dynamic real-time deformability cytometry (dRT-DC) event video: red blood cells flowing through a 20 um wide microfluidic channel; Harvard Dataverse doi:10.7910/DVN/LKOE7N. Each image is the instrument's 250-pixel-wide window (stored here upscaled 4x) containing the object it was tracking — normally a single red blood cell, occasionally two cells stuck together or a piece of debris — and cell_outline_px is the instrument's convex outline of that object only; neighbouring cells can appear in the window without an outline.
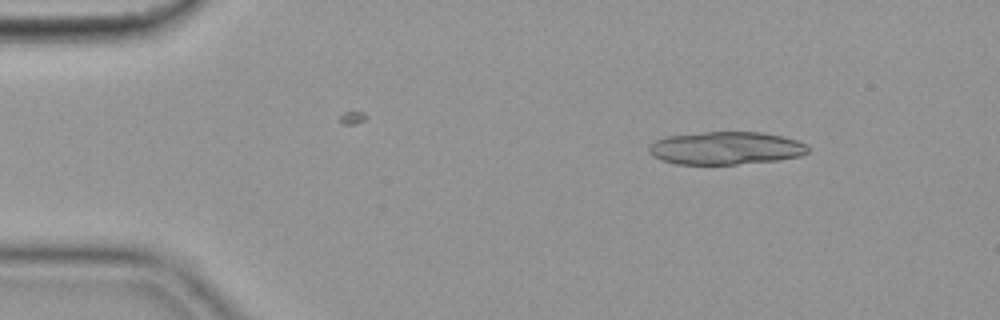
{"species": "common noctule bat (a hibernating species)", "species_latin": "Nyctalus noctula", "temperature_condition": "cold", "stored_images_in_passage": 12, "camera_frame_rate_fps": 3000, "um_per_image_px": 0.085, "animal": {"sex": "female", "body_mass_g": 19.9}, "frame": {"image": 1, "passage_image": 1, "time_ms": 0.0, "image_size_px": [1000, 320], "cell_outline_px": [[808, 152], [800, 156], [776, 160], [736, 164], [676, 164], [660, 160], [652, 156], [648, 152], [648, 144], [656, 140], [668, 136], [704, 132], [760, 132], [784, 136], [808, 144]], "centroid_in_image_um": [61.67, 12.59], "position_along_channel_um": 23.3, "area_um2": 30.58}}